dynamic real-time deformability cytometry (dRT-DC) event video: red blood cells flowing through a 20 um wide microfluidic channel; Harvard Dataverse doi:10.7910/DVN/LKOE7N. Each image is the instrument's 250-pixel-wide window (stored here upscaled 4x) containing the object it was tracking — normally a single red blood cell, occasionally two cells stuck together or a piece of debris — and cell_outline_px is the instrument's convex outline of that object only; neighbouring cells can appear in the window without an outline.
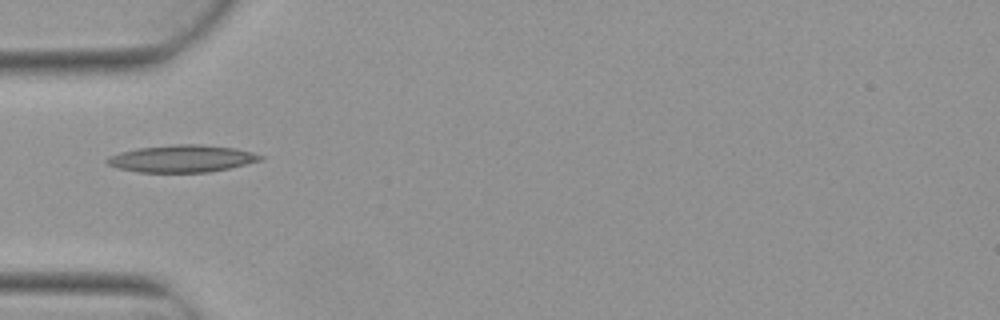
{"species": "Egyptian fruit bat (a non-hibernating species)", "species_latin": "Rousettus aegyptiacus", "temperature_condition": "warm", "stored_images_in_passage": 7, "camera_frame_rate_fps": 3000, "um_per_image_px": 0.085, "animal": {"sex": "female"}, "frame": {"image": 1, "passage_image": 5, "time_ms": 1.333, "image_size_px": [1000, 320], "cell_outline_px": [[264, 156], [260, 160], [228, 168], [208, 172], [136, 172], [116, 168], [108, 164], [104, 160], [108, 156], [120, 152], [136, 148], [176, 144], [200, 144], [232, 148], [252, 152]], "centroid_in_image_um": [15.38, 13.48], "position_along_channel_um": 69.6, "area_um2": 24.16}}
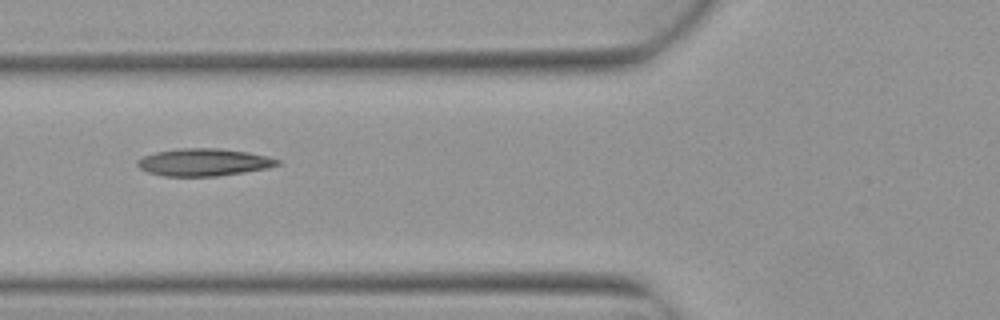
{"frame": {"image": 2, "passage_image": 6, "time_ms": 1.667, "image_size_px": [1000, 320], "cell_outline_px": [[280, 164], [268, 168], [244, 172], [216, 176], [164, 176], [148, 172], [140, 168], [136, 164], [136, 160], [144, 156], [156, 152], [176, 148], [216, 148], [248, 152], [268, 156], [280, 160]], "centroid_in_image_um": [17.31, 13.79], "position_along_channel_um": 108.5, "area_um2": 22.37}}
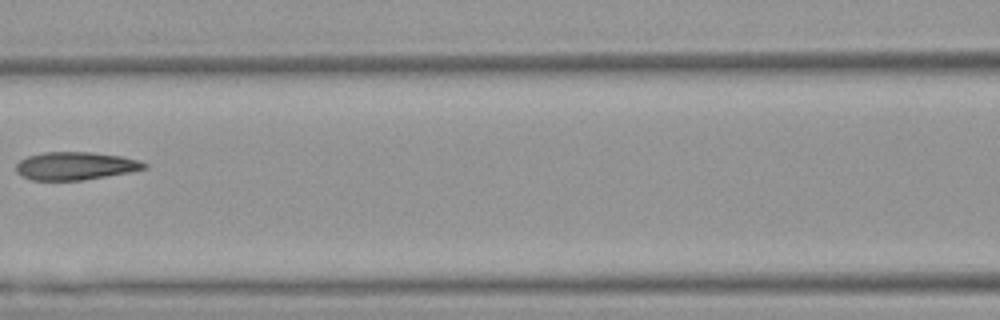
{"frame": {"image": 3, "passage_image": 7, "time_ms": 2.0, "image_size_px": [1000, 320], "cell_outline_px": [[148, 168], [132, 172], [84, 180], [32, 180], [16, 172], [16, 164], [20, 160], [28, 156], [44, 152], [92, 152], [120, 156], [140, 160], [148, 164]], "centroid_in_image_um": [6.46, 14.1], "position_along_channel_um": 160.1, "area_um2": 20.98}}